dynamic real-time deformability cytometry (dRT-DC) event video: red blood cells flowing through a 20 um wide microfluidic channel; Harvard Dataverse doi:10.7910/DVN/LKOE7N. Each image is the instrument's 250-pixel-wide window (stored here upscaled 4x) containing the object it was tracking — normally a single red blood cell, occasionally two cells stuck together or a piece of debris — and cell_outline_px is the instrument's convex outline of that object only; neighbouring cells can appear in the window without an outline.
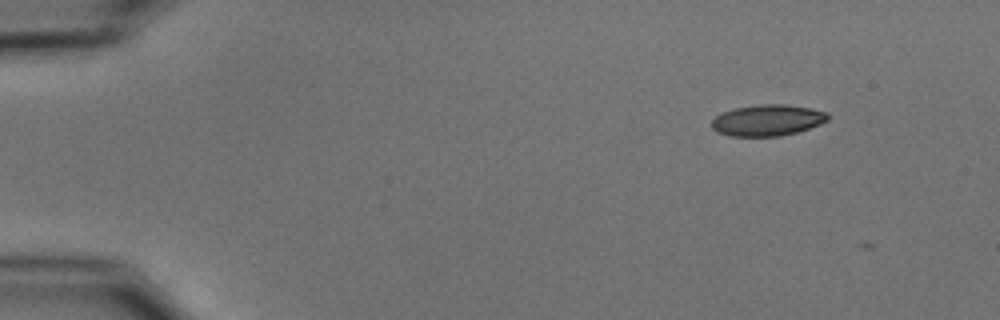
{"species": "common noctule bat (a hibernating species)", "species_latin": "Nyctalus noctula", "temperature_condition": "cold", "stored_images_in_passage": 4, "camera_frame_rate_fps": 3000, "um_per_image_px": 0.085, "animal": {"sex": "male", "body_mass_g": 15.6}, "frame": {"image": 1, "passage_image": 1, "time_ms": 0.0, "image_size_px": [1000, 320], "cell_outline_px": [[828, 120], [820, 124], [796, 132], [780, 136], [732, 136], [716, 132], [712, 128], [712, 120], [716, 116], [724, 112], [736, 108], [760, 104], [784, 104], [808, 108], [828, 112]], "centroid_in_image_um": [65.23, 10.22], "position_along_channel_um": 19.8, "area_um2": 20.92}}